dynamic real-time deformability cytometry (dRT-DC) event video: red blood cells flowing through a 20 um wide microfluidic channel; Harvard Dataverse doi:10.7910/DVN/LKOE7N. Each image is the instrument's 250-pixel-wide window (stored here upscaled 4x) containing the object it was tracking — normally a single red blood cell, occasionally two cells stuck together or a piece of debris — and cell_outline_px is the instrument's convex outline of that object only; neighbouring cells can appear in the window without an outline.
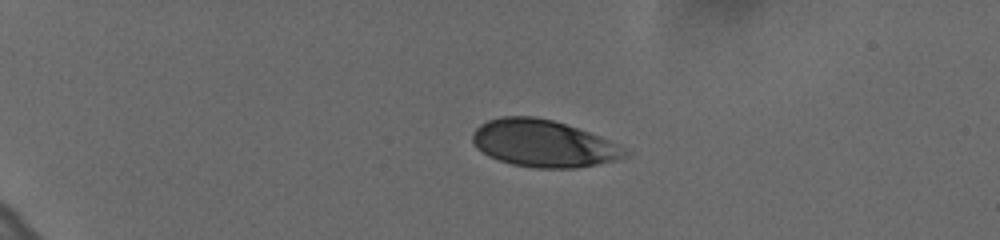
{"species": "human", "species_latin": "Homo sapiens", "temperature_condition": "cold", "stored_images_in_passage": 45, "camera_frame_rate_fps": 3000, "um_per_image_px": 0.085, "donor": {"sex": "female"}, "frame": {"image": 1, "passage_image": 1, "time_ms": 0.0, "image_size_px": [1000, 240], "cell_outline_px": [[632, 152], [628, 156], [616, 160], [576, 168], [536, 168], [512, 164], [488, 156], [476, 148], [472, 140], [472, 132], [480, 124], [488, 120], [500, 116], [536, 116], [552, 120], [588, 132]], "centroid_in_image_um": [46.14, 12.19], "position_along_channel_um": 38.9, "area_um2": 41.56}}
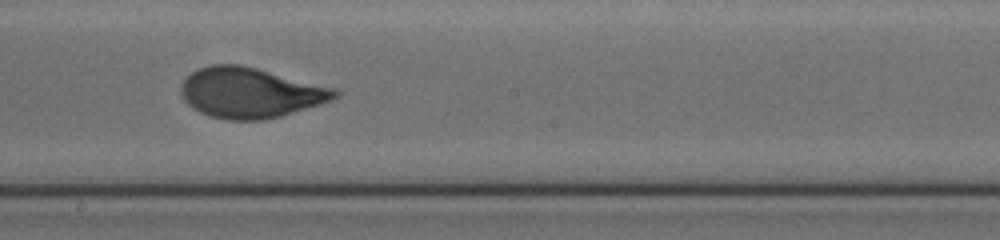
{"frame": {"image": 2, "passage_image": 23, "time_ms": 7.333, "image_size_px": [1000, 240], "cell_outline_px": [[340, 96], [332, 100], [320, 104], [280, 116], [264, 120], [228, 120], [208, 116], [192, 108], [184, 100], [180, 92], [180, 84], [192, 72], [200, 68], [212, 64], [240, 64], [336, 88], [340, 92]], "centroid_in_image_um": [21.27, 7.89], "position_along_channel_um": 226.9, "area_um2": 45.14}}
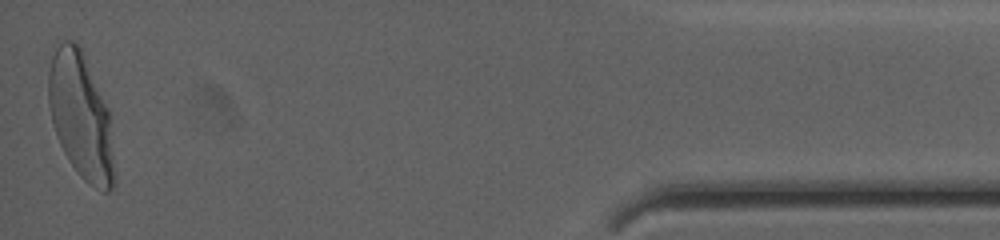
{"frame": {"image": 3, "passage_image": 45, "time_ms": 14.667, "image_size_px": [1000, 240], "cell_outline_px": [[116, 184], [108, 192], [104, 192], [88, 184], [80, 176], [68, 160], [56, 136], [48, 104], [48, 72], [52, 56], [56, 48], [64, 40], [72, 40], [84, 52], [108, 108], [116, 172]], "centroid_in_image_um": [6.89, 9.91], "position_along_channel_um": 428.3, "area_um2": 48.73}, "authors_computed_cell_mechanics": {"area_um2": 44.4482, "velocity_mm_per_s": 3.6129, "shape_relaxation_time_tau1_ms": 4.3683, "shape_relaxation_time_tau2_ms": null, "deformation_change_tau1": 0.1987, "deformation_change_tau2": null}}